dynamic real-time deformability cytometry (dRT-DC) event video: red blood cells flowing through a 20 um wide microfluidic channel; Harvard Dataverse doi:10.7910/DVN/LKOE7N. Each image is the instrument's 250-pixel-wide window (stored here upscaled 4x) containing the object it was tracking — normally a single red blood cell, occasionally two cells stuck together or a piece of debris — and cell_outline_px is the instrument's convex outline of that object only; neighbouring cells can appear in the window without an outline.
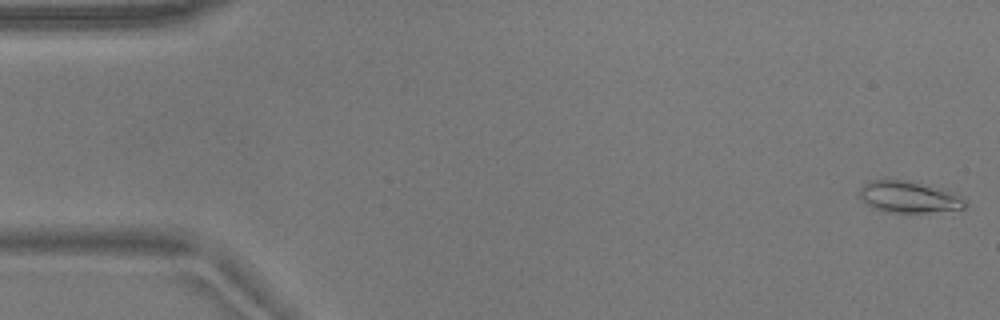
{"species": "common noctule bat (a hibernating species)", "species_latin": "Nyctalus noctula", "temperature_condition": "warm", "stored_images_in_passage": 54, "camera_frame_rate_fps": 3000, "um_per_image_px": 0.085, "animal": {"sex": "male", "body_mass_g": 17.9}, "frame": {"image": 1, "passage_image": 1, "time_ms": 0.0, "image_size_px": [1000, 320], "cell_outline_px": [[968, 204], [964, 208], [928, 212], [884, 212], [872, 208], [864, 204], [860, 196], [860, 188], [868, 180], [908, 180], [944, 188], [964, 196]], "centroid_in_image_um": [77.28, 16.73], "position_along_channel_um": 7.7, "area_um2": 19.83}}
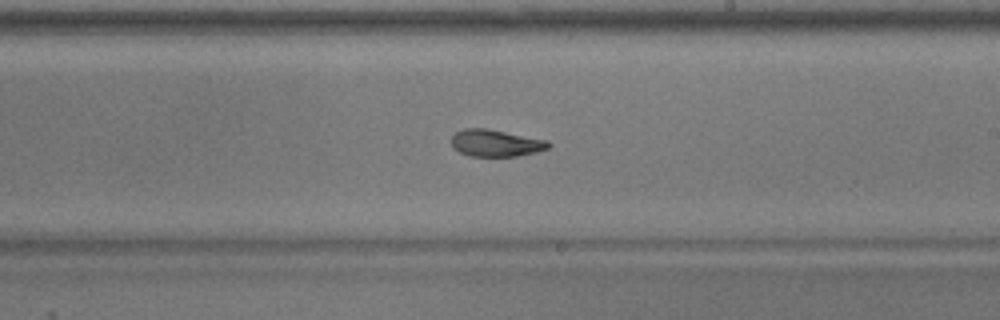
{"frame": {"image": 2, "passage_image": 31, "time_ms": 10.0, "image_size_px": [1000, 320], "cell_outline_px": [[552, 144], [548, 148], [536, 152], [516, 156], [468, 156], [452, 148], [452, 136], [456, 132], [464, 128], [488, 128], [548, 140]], "centroid_in_image_um": [42.14, 12.15], "position_along_channel_um": 246.9, "area_um2": 15.37}}
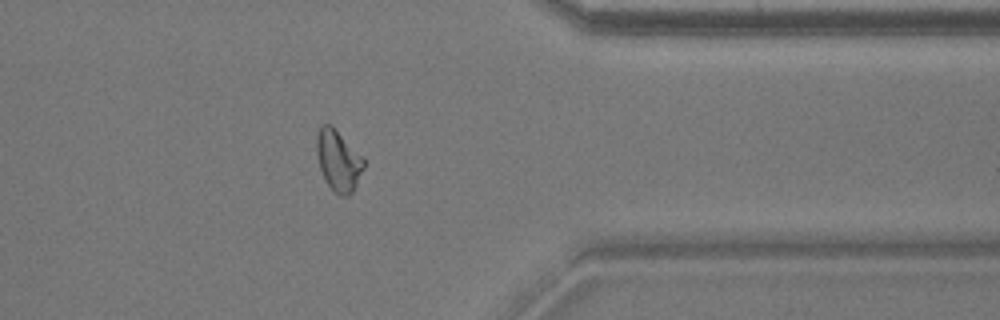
{"frame": {"image": 3, "passage_image": 43, "time_ms": 14.0, "image_size_px": [1000, 320], "cell_outline_px": [[364, 168], [352, 192], [348, 196], [340, 196], [328, 184], [320, 168], [316, 152], [316, 136], [320, 124], [332, 124], [364, 156]], "centroid_in_image_um": [28.77, 13.58], "position_along_channel_um": 382.6, "area_um2": 16.94}, "authors_computed_cell_mechanics": {"area_um2": 16.9065, "velocity_mm_per_s": 3.7257, "shape_relaxation_time_tau1_ms": null, "shape_relaxation_time_tau2_ms": 2.7982, "deformation_change_tau1": null, "deformation_change_tau2": 0.0983}}